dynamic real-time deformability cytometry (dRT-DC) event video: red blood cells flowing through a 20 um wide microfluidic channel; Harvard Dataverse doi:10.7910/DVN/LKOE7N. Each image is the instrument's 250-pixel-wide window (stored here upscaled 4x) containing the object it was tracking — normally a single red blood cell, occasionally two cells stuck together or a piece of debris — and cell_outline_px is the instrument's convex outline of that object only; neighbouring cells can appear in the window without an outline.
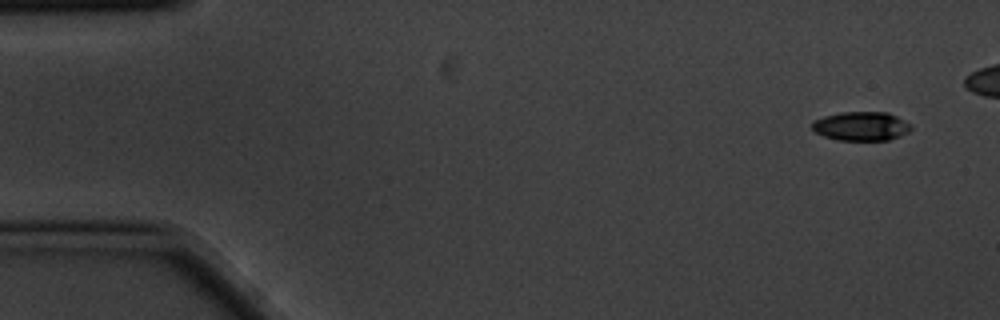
{"species": "common noctule bat (a hibernating species)", "species_latin": "Nyctalus noctula", "temperature_condition": "cold", "stored_images_in_passage": 5, "camera_frame_rate_fps": 3000, "um_per_image_px": 0.085, "animal": {"sex": "male", "body_mass_g": 20.1, "forearm_length_mm": 53.5}, "frame": {"image": 1, "passage_image": 1, "time_ms": 0.0, "image_size_px": [1000, 320], "cell_outline_px": [[912, 128], [908, 132], [900, 136], [888, 140], [836, 140], [824, 136], [816, 132], [812, 128], [812, 124], [816, 120], [824, 116], [840, 112], [888, 112], [896, 116], [908, 124]], "centroid_in_image_um": [73.19, 10.73], "position_along_channel_um": 11.8, "area_um2": 16.53}}